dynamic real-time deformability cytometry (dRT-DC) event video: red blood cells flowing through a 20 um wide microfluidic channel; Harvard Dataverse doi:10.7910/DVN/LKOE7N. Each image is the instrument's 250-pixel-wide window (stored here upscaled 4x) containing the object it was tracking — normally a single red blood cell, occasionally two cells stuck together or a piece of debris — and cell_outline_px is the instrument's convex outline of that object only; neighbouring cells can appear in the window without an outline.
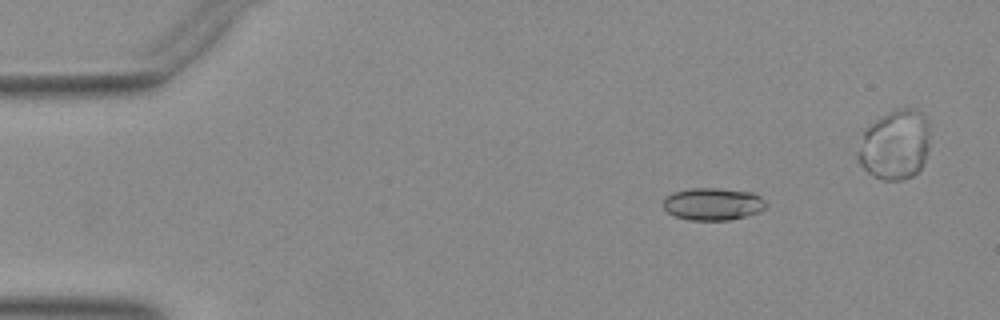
{"species": "Egyptian fruit bat (a non-hibernating species)", "species_latin": "Rousettus aegyptiacus", "temperature_condition": "warm", "stored_images_in_passage": 44, "camera_frame_rate_fps": 3000, "um_per_image_px": 0.085, "animal": {"sex": "female"}, "frame": {"image": 1, "passage_image": 6, "time_ms": 1.667, "image_size_px": [1000, 320], "cell_outline_px": [[768, 204], [760, 212], [728, 220], [688, 220], [676, 216], [668, 212], [664, 208], [664, 200], [672, 192], [692, 188], [716, 188], [752, 192], [760, 196]], "centroid_in_image_um": [60.62, 17.34], "position_along_channel_um": 24.4, "area_um2": 19.31}}
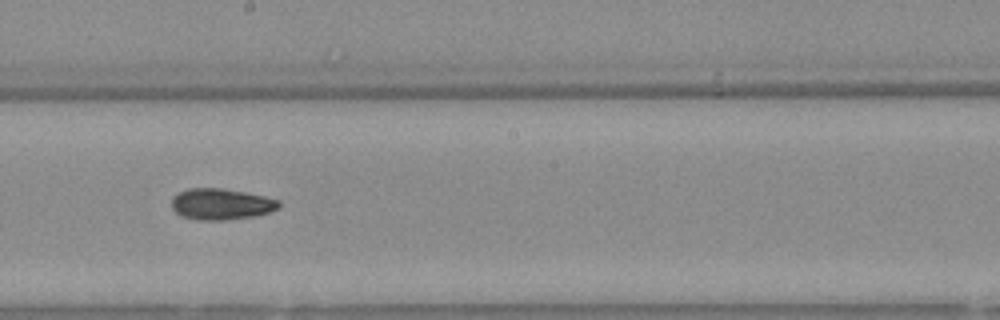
{"frame": {"image": 2, "passage_image": 27, "time_ms": 8.667, "image_size_px": [1000, 320], "cell_outline_px": [[280, 208], [268, 212], [252, 216], [224, 220], [196, 220], [184, 216], [176, 212], [172, 208], [172, 196], [188, 188], [220, 188], [244, 192], [264, 196], [280, 200]], "centroid_in_image_um": [18.79, 17.34], "position_along_channel_um": 229.4, "area_um2": 19.36}}
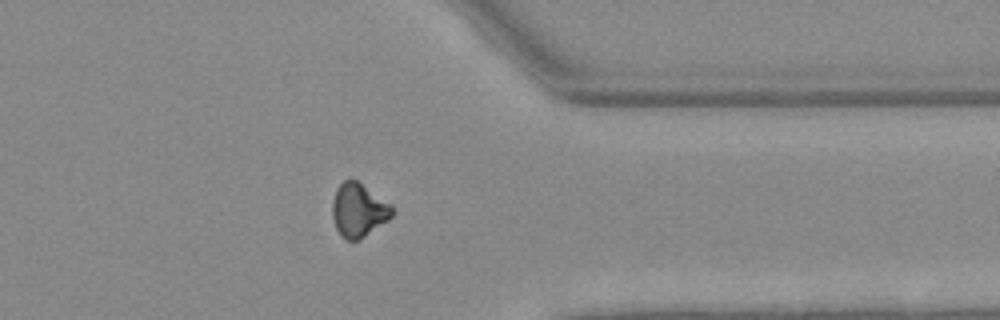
{"frame": {"image": 3, "passage_image": 39, "time_ms": 12.667, "image_size_px": [1000, 320], "cell_outline_px": [[396, 212], [388, 220], [360, 240], [348, 240], [336, 228], [332, 216], [332, 200], [336, 188], [344, 180], [356, 180], [392, 204]], "centroid_in_image_um": [30.5, 17.85], "position_along_channel_um": 380.9, "area_um2": 18.73}}